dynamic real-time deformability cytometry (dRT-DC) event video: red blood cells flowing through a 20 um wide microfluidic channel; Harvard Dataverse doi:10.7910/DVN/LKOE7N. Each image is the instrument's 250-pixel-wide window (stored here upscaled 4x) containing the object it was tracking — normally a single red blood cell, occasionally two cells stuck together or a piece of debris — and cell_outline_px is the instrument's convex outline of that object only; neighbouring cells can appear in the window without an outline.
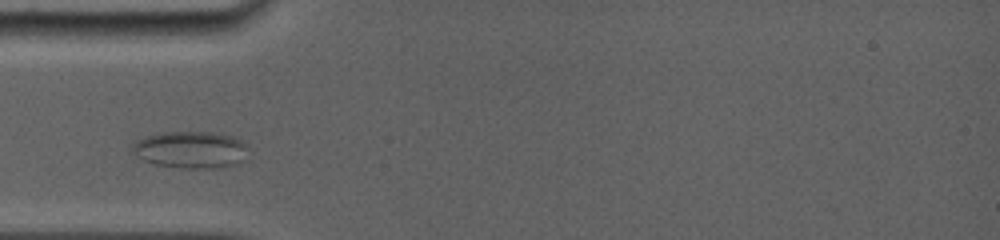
{"species": "common noctule bat (a hibernating species)", "species_latin": "Nyctalus noctula", "temperature_condition": "room temperature", "stored_images_in_passage": 18, "camera_frame_rate_fps": 5000, "um_per_image_px": 0.085, "animal": {"sex": "female", "body_mass_g": 19.0, "forearm_length_mm": 56.7}, "frame": {"image": 1, "passage_image": 5, "time_ms": 2.2, "image_size_px": [1000, 240], "cell_outline_px": [[244, 144], [240, 164], [224, 168], [180, 168], [152, 164], [136, 156], [132, 148], [132, 144], [136, 140], [148, 136], [164, 132], [212, 132], [232, 136], [240, 140]], "centroid_in_image_um": [16.15, 12.74], "position_along_channel_um": 68.8, "area_um2": 24.74}}
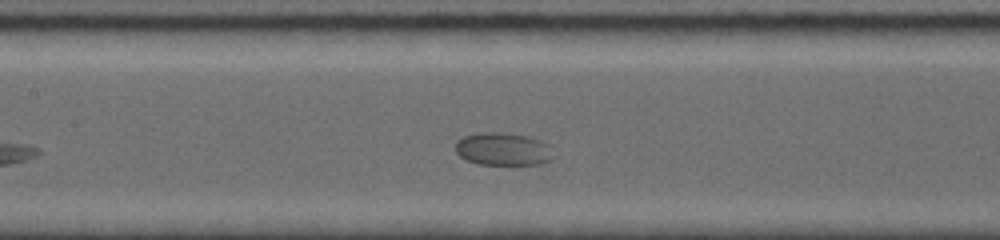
{"frame": {"image": 2, "passage_image": 10, "time_ms": 4.8, "image_size_px": [1000, 240], "cell_outline_px": [[556, 156], [540, 164], [476, 164], [460, 156], [456, 152], [456, 140], [464, 136], [480, 132], [504, 132], [528, 136], [552, 144]], "centroid_in_image_um": [42.82, 12.66], "position_along_channel_um": 164.6, "area_um2": 19.07}}
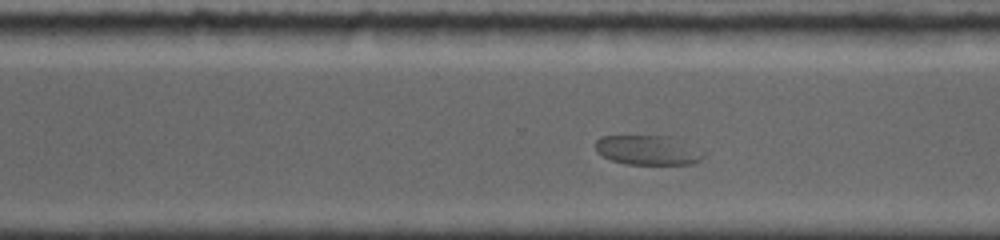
{"frame": {"image": 3, "passage_image": 17, "time_ms": 7.6, "image_size_px": [1000, 240], "cell_outline_px": [[704, 156], [700, 160], [692, 164], [628, 164], [612, 160], [596, 152], [596, 140], [600, 136], [668, 136]], "centroid_in_image_um": [54.92, 12.77], "position_along_channel_um": 315.7, "area_um2": 17.74}}